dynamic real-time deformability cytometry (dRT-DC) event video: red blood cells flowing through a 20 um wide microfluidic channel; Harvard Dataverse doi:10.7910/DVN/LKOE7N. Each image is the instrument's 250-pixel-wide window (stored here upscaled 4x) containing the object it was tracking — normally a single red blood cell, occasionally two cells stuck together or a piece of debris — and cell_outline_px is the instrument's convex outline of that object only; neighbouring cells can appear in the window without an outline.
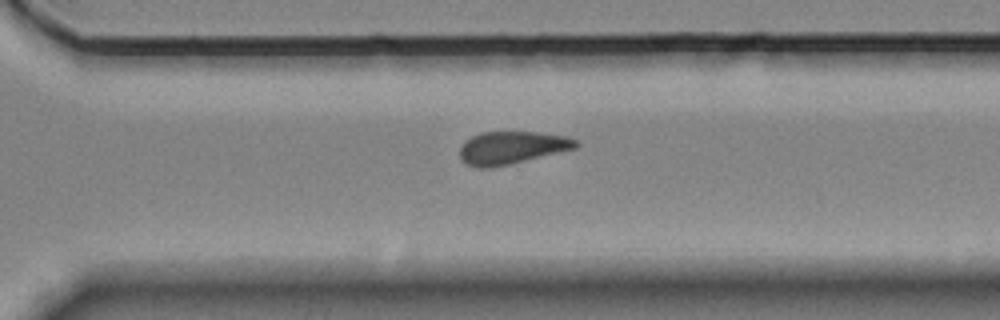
{"species": "Egyptian fruit bat (a non-hibernating species)", "species_latin": "Rousettus aegyptiacus", "temperature_condition": "room temperature", "stored_images_in_passage": 9, "segment_of_instrument_passage": [2, 2], "camera_frame_rate_fps": 3000, "um_per_image_px": 0.085, "animal": {"sex": "female"}, "frame": {"image": 1, "passage_image": 9, "time_ms": 9.0, "image_size_px": [1000, 320], "cell_outline_px": [[580, 144], [576, 148], [512, 164], [492, 168], [476, 168], [464, 164], [460, 160], [460, 148], [464, 140], [480, 132], [536, 132], [568, 136], [580, 140]], "centroid_in_image_um": [43.49, 12.56], "position_along_channel_um": 327.1, "area_um2": 22.6}}